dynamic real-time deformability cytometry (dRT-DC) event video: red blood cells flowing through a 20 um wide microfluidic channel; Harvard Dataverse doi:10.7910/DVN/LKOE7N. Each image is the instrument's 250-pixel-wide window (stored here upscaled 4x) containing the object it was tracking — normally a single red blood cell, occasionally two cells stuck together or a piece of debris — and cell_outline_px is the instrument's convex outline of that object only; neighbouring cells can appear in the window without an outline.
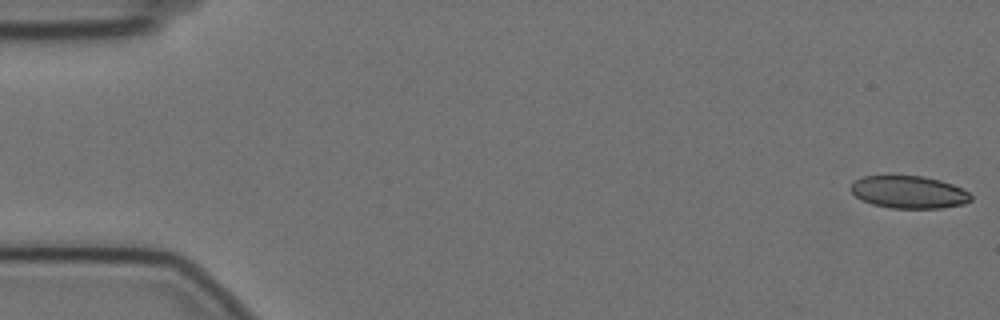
{"species": "Egyptian fruit bat (a non-hibernating species)", "species_latin": "Rousettus aegyptiacus", "temperature_condition": "cold", "stored_images_in_passage": 11, "camera_frame_rate_fps": 3000, "um_per_image_px": 0.085, "animal": {"sex": "female"}, "frame": {"image": 1, "passage_image": 1, "time_ms": 0.0, "image_size_px": [1000, 320], "cell_outline_px": [[972, 200], [964, 204], [940, 208], [892, 208], [872, 204], [860, 200], [848, 188], [852, 180], [860, 176], [888, 172], [924, 176], [940, 180], [952, 184], [968, 192], [972, 196]], "centroid_in_image_um": [77.14, 16.27], "position_along_channel_um": 7.9, "area_um2": 23.87}}